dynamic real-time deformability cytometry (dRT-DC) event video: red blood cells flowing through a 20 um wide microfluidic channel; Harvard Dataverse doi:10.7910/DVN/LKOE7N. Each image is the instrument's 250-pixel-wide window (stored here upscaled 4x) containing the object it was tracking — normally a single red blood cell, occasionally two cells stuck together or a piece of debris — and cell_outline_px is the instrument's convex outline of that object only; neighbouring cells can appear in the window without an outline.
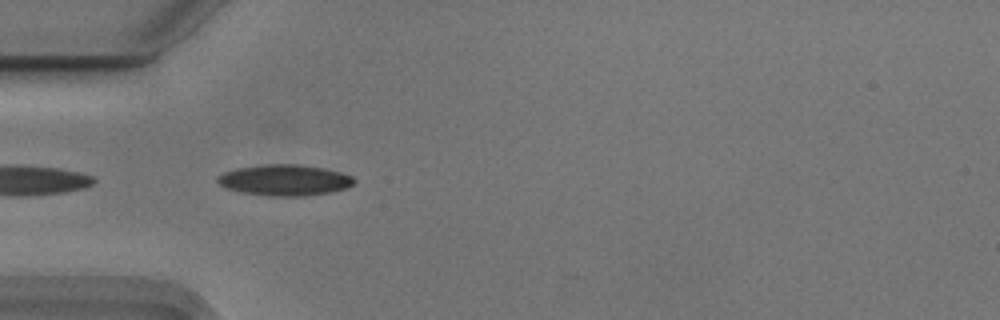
{"species": "Egyptian fruit bat (a non-hibernating species)", "species_latin": "Rousettus aegyptiacus", "temperature_condition": "cold", "stored_images_in_passage": 40, "camera_frame_rate_fps": 3000, "um_per_image_px": 0.085, "animal": {"sex": "male"}, "frame": {"image": 1, "passage_image": 1, "time_ms": 0.0, "image_size_px": [1000, 320], "cell_outline_px": [[356, 180], [348, 188], [328, 192], [304, 196], [268, 196], [240, 192], [228, 188], [220, 184], [216, 180], [216, 176], [224, 172], [236, 168], [264, 164], [296, 164], [324, 168], [340, 172], [352, 176]], "centroid_in_image_um": [24.18, 15.3], "position_along_channel_um": 60.8, "area_um2": 24.68}}
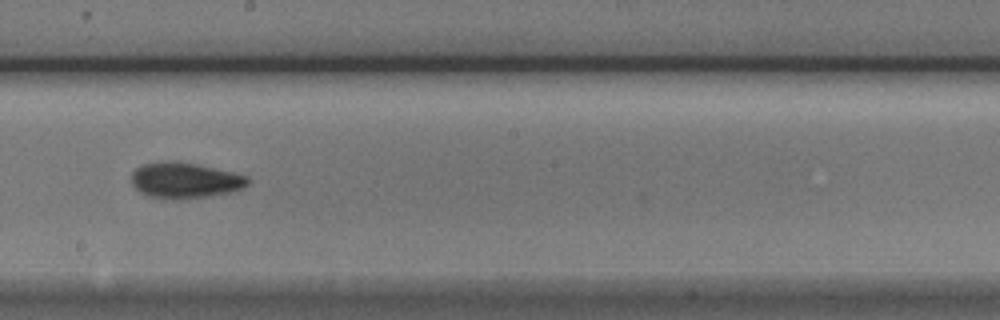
{"frame": {"image": 2, "passage_image": 15, "time_ms": 4.667, "image_size_px": [1000, 320], "cell_outline_px": [[248, 184], [244, 188], [232, 192], [208, 196], [180, 200], [164, 200], [148, 196], [140, 192], [132, 184], [132, 172], [136, 168], [144, 164], [164, 160], [176, 160], [196, 164], [232, 172], [248, 176]], "centroid_in_image_um": [15.7, 15.34], "position_along_channel_um": 232.5, "area_um2": 24.62}}
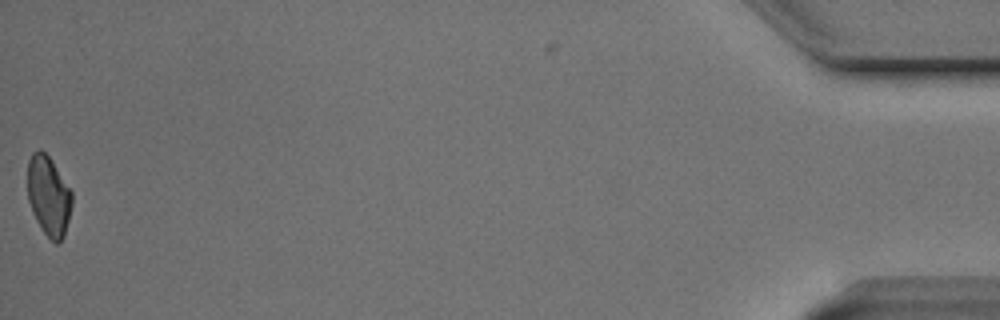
{"frame": {"image": 3, "passage_image": 39, "time_ms": 12.667, "image_size_px": [1000, 320], "cell_outline_px": [[72, 204], [64, 236], [56, 244], [44, 232], [36, 220], [32, 212], [28, 200], [28, 160], [32, 152], [40, 148], [48, 156], [72, 192]], "centroid_in_image_um": [4.12, 16.64], "position_along_channel_um": 431.1, "area_um2": 20.35}, "authors_computed_cell_mechanics": {"area_um2": 22.4553, "velocity_mm_per_s": 3.736, "shape_relaxation_time_tau1_ms": 2.8565, "shape_relaxation_time_tau2_ms": 3.44, "deformation_change_tau1": 0.1215, "deformation_change_tau2": 0.0839}}